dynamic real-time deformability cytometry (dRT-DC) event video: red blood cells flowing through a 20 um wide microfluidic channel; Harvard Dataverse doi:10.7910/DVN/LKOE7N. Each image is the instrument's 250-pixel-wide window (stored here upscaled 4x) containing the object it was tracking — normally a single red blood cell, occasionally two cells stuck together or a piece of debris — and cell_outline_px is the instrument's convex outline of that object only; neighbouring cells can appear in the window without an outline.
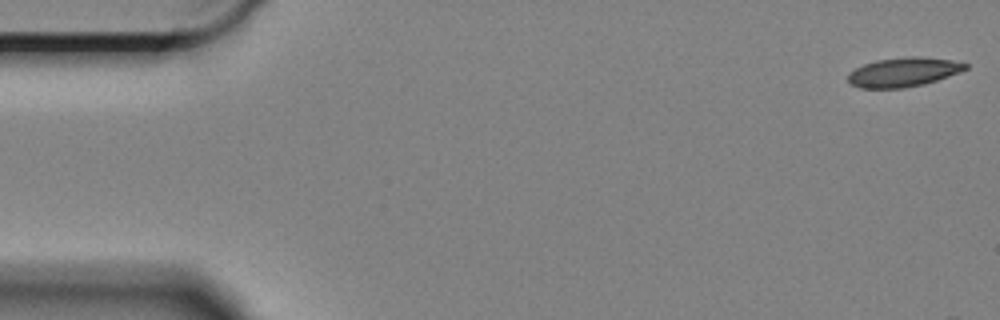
{"species": "Egyptian fruit bat (a non-hibernating species)", "species_latin": "Rousettus aegyptiacus", "temperature_condition": "cold", "stored_images_in_passage": 6, "camera_frame_rate_fps": 3000, "um_per_image_px": 0.085, "animal": {"sex": "female"}, "frame": {"image": 1, "passage_image": 1, "time_ms": 0.0, "image_size_px": [1000, 320], "cell_outline_px": [[968, 68], [960, 72], [924, 84], [904, 88], [860, 88], [852, 84], [848, 80], [848, 72], [864, 64], [876, 60], [908, 56], [920, 56], [952, 60], [968, 64]], "centroid_in_image_um": [76.79, 6.12], "position_along_channel_um": 8.2, "area_um2": 20.0}}